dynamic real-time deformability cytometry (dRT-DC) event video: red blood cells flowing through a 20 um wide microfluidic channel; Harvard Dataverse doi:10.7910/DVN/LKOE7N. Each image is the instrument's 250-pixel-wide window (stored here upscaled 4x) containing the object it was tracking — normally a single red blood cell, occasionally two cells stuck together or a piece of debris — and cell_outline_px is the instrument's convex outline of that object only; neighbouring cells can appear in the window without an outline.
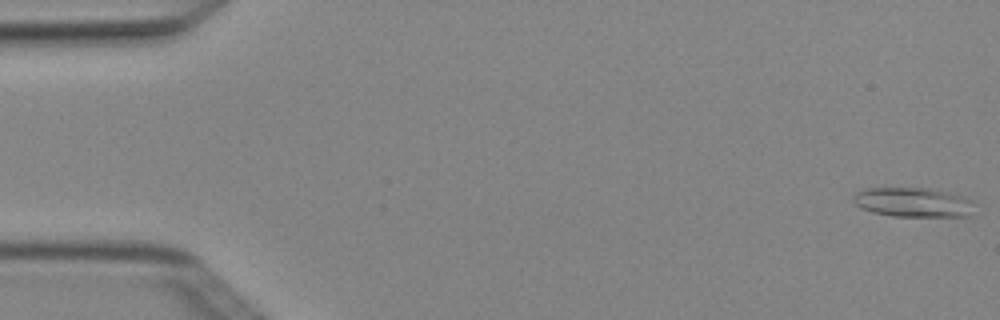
{"species": "Egyptian fruit bat (a non-hibernating species)", "species_latin": "Rousettus aegyptiacus", "temperature_condition": "cold", "stored_images_in_passage": 5, "camera_frame_rate_fps": 3000, "um_per_image_px": 0.085, "animal": {"sex": "female"}, "frame": {"image": 1, "passage_image": 1, "time_ms": 0.0, "image_size_px": [1000, 320], "cell_outline_px": [[976, 204], [968, 216], [892, 216], [872, 212], [860, 208], [852, 200], [852, 196], [860, 188], [928, 188], [948, 192], [972, 200]], "centroid_in_image_um": [77.57, 17.19], "position_along_channel_um": 7.4, "area_um2": 20.92}}
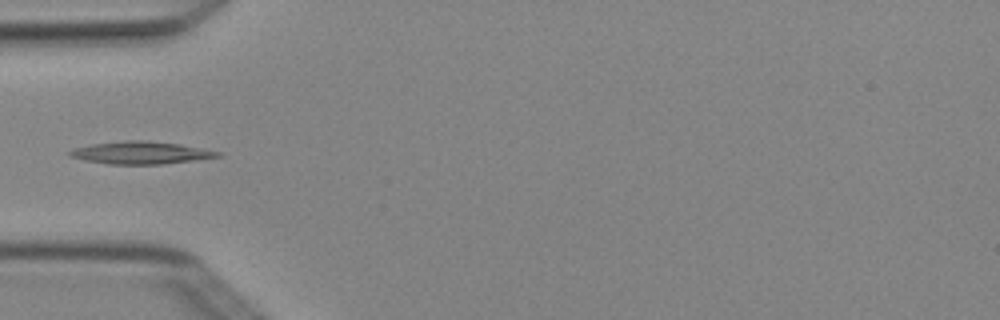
{"frame": {"image": 2, "passage_image": 5, "time_ms": 1.333, "image_size_px": [1000, 320], "cell_outline_px": [[220, 156], [192, 160], [160, 164], [108, 164], [84, 160], [68, 156], [68, 152], [72, 148], [92, 144], [124, 140], [148, 140], [180, 144], [220, 152]], "centroid_in_image_um": [11.88, 12.97], "position_along_channel_um": 73.1, "area_um2": 19.25}}